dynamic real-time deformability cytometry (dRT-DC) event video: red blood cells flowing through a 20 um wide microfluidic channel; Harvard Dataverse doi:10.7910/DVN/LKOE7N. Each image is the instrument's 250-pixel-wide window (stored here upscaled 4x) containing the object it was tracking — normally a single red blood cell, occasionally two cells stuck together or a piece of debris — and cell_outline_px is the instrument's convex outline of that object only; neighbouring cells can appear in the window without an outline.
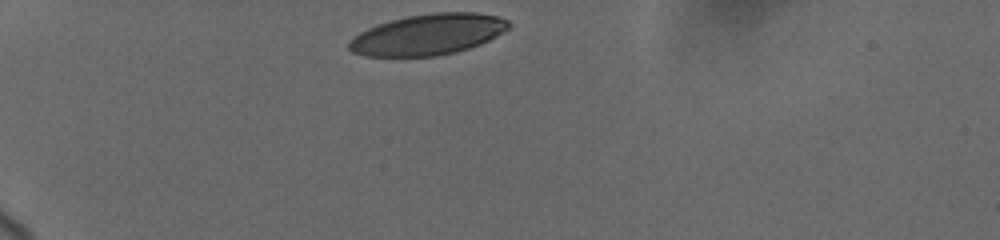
{"species": "human", "species_latin": "Homo sapiens", "temperature_condition": "cold", "stored_images_in_passage": 38, "camera_frame_rate_fps": 3000, "um_per_image_px": 0.085, "donor": {"sex": "female"}, "frame": {"image": 1, "passage_image": 1, "time_ms": 0.0, "image_size_px": [1000, 240], "cell_outline_px": [[512, 24], [508, 28], [496, 36], [480, 44], [456, 52], [436, 56], [364, 56], [352, 52], [348, 48], [348, 40], [360, 32], [368, 28], [392, 20], [408, 16], [432, 12], [476, 12], [500, 16], [508, 20]], "centroid_in_image_um": [36.39, 2.93], "position_along_channel_um": 48.6, "area_um2": 38.09}}
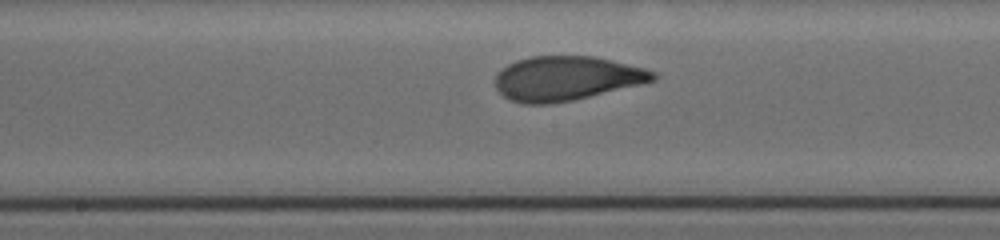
{"frame": {"image": 2, "passage_image": 20, "time_ms": 5.333, "image_size_px": [1000, 240], "cell_outline_px": [[656, 80], [640, 84], [572, 100], [548, 104], [524, 104], [508, 100], [496, 88], [496, 76], [508, 64], [516, 60], [532, 56], [596, 56], [644, 68], [656, 72]], "centroid_in_image_um": [48.13, 6.66], "position_along_channel_um": 200.1, "area_um2": 40.52}}
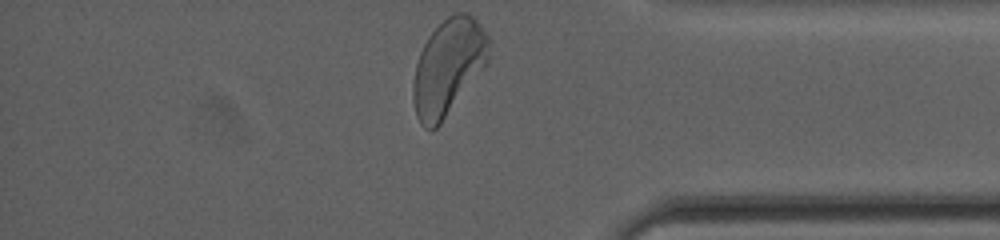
{"frame": {"image": 3, "passage_image": 38, "time_ms": 11.0, "image_size_px": [1000, 240], "cell_outline_px": [[488, 60], [440, 124], [432, 132], [424, 128], [420, 124], [416, 116], [412, 96], [412, 84], [416, 64], [420, 52], [428, 36], [448, 16], [456, 12], [464, 12], [472, 16], [476, 20], [488, 36]], "centroid_in_image_um": [38.04, 5.71], "position_along_channel_um": 397.2, "area_um2": 41.62}, "authors_computed_cell_mechanics": {"area_um2": 40.6623, "velocity_mm_per_s": 3.675, "shape_relaxation_time_tau1_ms": 3.2062, "shape_relaxation_time_tau2_ms": 0.7576, "deformation_change_tau1": 0.174, "deformation_change_tau2": 0.0599}}